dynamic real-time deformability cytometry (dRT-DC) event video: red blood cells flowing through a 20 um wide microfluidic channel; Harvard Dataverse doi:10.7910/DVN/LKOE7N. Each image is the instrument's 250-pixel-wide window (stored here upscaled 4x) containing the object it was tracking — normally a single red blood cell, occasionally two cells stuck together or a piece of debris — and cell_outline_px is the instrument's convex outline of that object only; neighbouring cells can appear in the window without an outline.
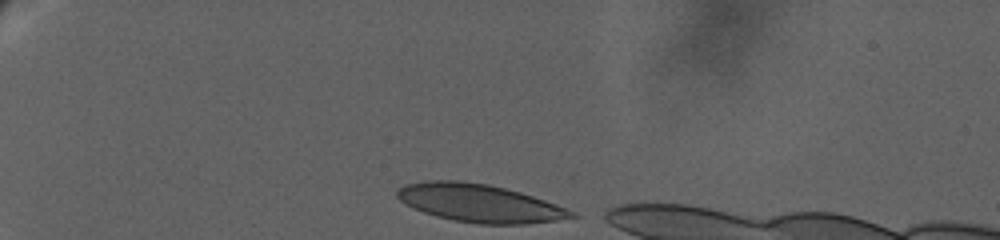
{"species": "human", "species_latin": "Homo sapiens", "temperature_condition": "warm", "stored_images_in_passage": 21, "camera_frame_rate_fps": 3000, "um_per_image_px": 0.085, "donor": {"sex": "female"}, "frame": {"image": 1, "passage_image": 1, "time_ms": 0.0, "image_size_px": [1000, 240], "cell_outline_px": [[580, 216], [556, 220], [524, 224], [480, 224], [452, 220], [436, 216], [412, 208], [404, 204], [396, 196], [396, 192], [404, 184], [428, 180], [460, 180], [488, 184], [520, 192], [556, 204], [576, 212]], "centroid_in_image_um": [40.73, 17.26], "position_along_channel_um": 44.3, "area_um2": 38.61}}
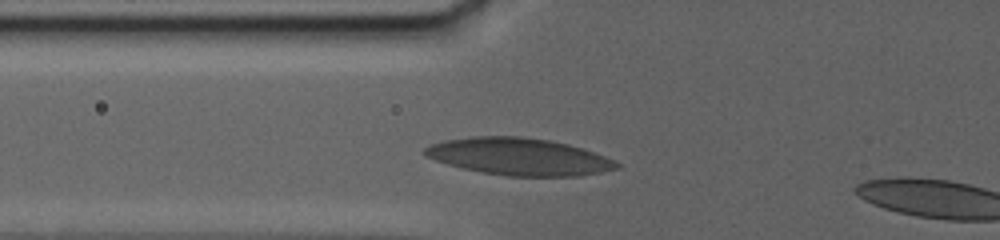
{"frame": {"image": 2, "passage_image": 17, "time_ms": 3.667, "image_size_px": [1000, 240], "cell_outline_px": [[620, 168], [580, 176], [508, 176], [480, 172], [448, 164], [424, 156], [424, 148], [432, 144], [444, 140], [472, 136], [524, 136], [548, 140], [568, 144], [584, 148], [604, 156], [620, 164]], "centroid_in_image_um": [44.11, 13.31], "position_along_channel_um": 81.7, "area_um2": 41.5}}